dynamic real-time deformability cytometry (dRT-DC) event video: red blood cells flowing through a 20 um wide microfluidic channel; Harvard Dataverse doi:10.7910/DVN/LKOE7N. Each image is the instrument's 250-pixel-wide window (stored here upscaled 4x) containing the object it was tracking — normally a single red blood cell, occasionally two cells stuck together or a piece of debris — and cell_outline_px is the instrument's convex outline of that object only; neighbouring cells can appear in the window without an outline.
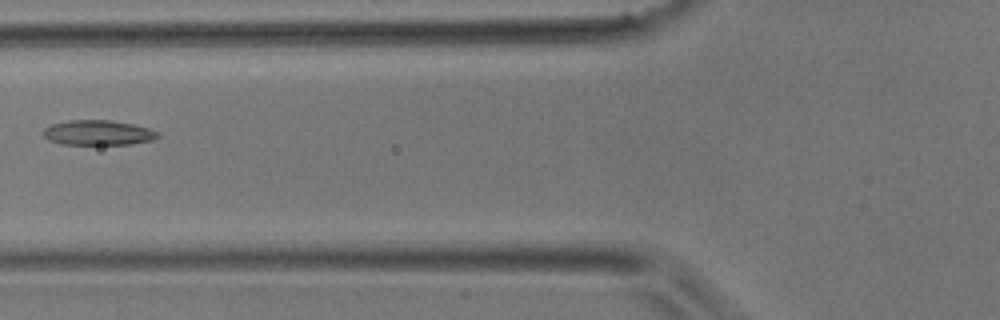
{"species": "common noctule bat (a hibernating species)", "species_latin": "Nyctalus noctula", "temperature_condition": "room temperature", "stored_images_in_passage": 6, "camera_frame_rate_fps": 3000, "um_per_image_px": 0.085, "animal": {"sex": "male", "body_mass_g": 17.9}, "frame": {"image": 1, "passage_image": 6, "time_ms": 1.667, "image_size_px": [1000, 320], "cell_outline_px": [[160, 136], [152, 140], [132, 144], [60, 144], [48, 140], [44, 136], [44, 128], [52, 124], [68, 120], [112, 120], [132, 124], [148, 128], [160, 132]], "centroid_in_image_um": [8.35, 11.28], "position_along_channel_um": 117.5, "area_um2": 16.7}}